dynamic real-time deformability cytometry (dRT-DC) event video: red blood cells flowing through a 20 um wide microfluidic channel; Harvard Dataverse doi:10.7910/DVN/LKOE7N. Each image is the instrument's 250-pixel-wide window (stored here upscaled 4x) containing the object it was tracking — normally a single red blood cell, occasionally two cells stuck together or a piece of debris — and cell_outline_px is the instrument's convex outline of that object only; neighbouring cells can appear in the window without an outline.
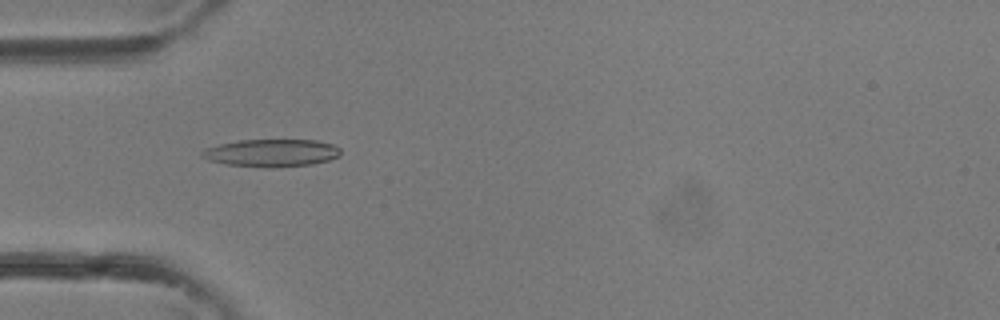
{"species": "common noctule bat (a hibernating species)", "species_latin": "Nyctalus noctula", "temperature_condition": "room temperature", "stored_images_in_passage": 36, "camera_frame_rate_fps": 3000, "um_per_image_px": 0.085, "animal": {"sex": "female"}, "frame": {"image": 1, "passage_image": 11, "time_ms": 3.333, "image_size_px": [1000, 320], "cell_outline_px": [[340, 156], [328, 160], [312, 164], [268, 168], [264, 168], [228, 164], [208, 160], [200, 156], [200, 152], [204, 148], [236, 140], [316, 140], [332, 144], [340, 148]], "centroid_in_image_um": [23.05, 13.0], "position_along_channel_um": 62.0, "area_um2": 22.37}}
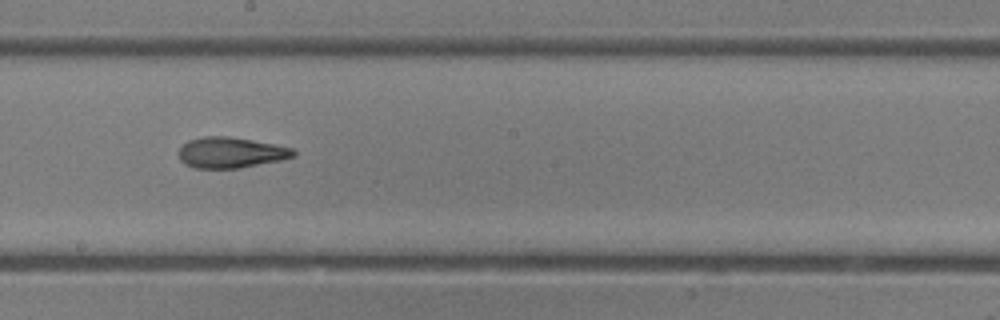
{"frame": {"image": 2, "passage_image": 20, "time_ms": 6.333, "image_size_px": [1000, 320], "cell_outline_px": [[296, 156], [280, 160], [240, 168], [192, 168], [184, 164], [180, 160], [176, 152], [188, 140], [204, 136], [228, 136], [252, 140], [292, 148], [296, 152]], "centroid_in_image_um": [19.56, 12.97], "position_along_channel_um": 228.6, "area_um2": 20.63}}
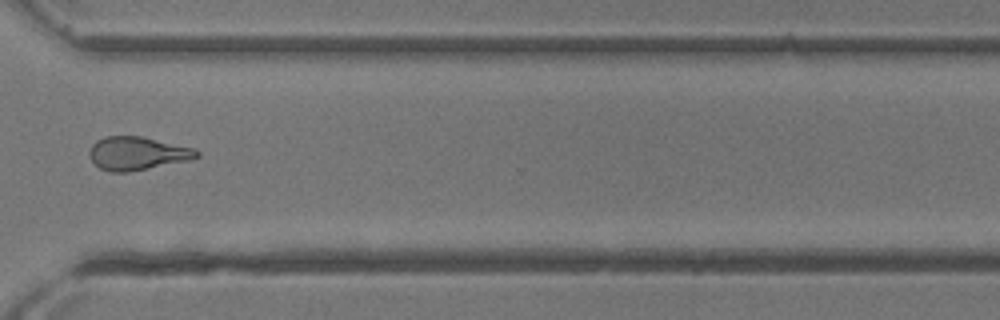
{"frame": {"image": 3, "passage_image": 27, "time_ms": 8.667, "image_size_px": [1000, 320], "cell_outline_px": [[200, 156], [192, 160], [128, 172], [112, 172], [100, 168], [92, 160], [88, 152], [92, 144], [96, 140], [104, 136], [140, 136], [196, 148], [200, 152]], "centroid_in_image_um": [11.71, 13.03], "position_along_channel_um": 358.9, "area_um2": 20.98}}